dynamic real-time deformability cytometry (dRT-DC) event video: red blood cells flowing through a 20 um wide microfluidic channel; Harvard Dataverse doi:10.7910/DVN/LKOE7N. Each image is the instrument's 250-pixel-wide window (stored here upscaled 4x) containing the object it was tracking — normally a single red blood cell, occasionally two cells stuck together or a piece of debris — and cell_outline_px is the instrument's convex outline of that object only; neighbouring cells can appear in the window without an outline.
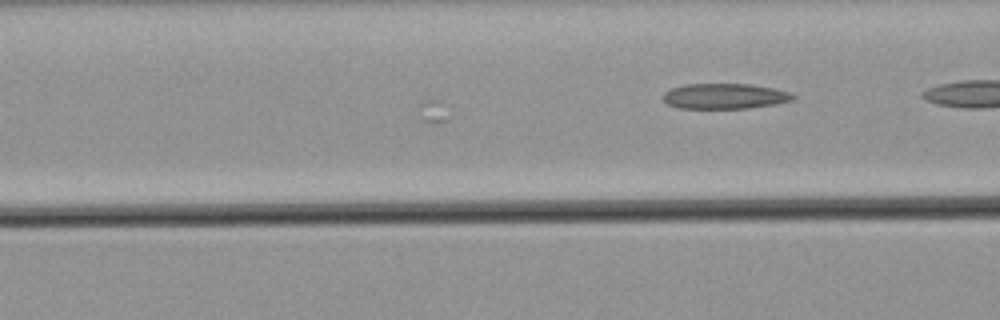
{"species": "common noctule bat (a hibernating species)", "species_latin": "Nyctalus noctula", "temperature_condition": "warm", "stored_images_in_passage": 10, "camera_frame_rate_fps": 3000, "um_per_image_px": 0.085, "animal": {"sex": "male", "body_mass_g": 21.5, "forearm_length_mm": 52.0}, "frame": {"image": 1, "passage_image": 10, "time_ms": 3.0, "image_size_px": [1000, 320], "cell_outline_px": [[796, 100], [776, 104], [748, 108], [680, 108], [668, 104], [664, 100], [664, 92], [672, 88], [684, 84], [752, 84], [792, 92], [796, 96]], "centroid_in_image_um": [61.67, 8.17], "position_along_channel_um": 104.9, "area_um2": 19.31}}